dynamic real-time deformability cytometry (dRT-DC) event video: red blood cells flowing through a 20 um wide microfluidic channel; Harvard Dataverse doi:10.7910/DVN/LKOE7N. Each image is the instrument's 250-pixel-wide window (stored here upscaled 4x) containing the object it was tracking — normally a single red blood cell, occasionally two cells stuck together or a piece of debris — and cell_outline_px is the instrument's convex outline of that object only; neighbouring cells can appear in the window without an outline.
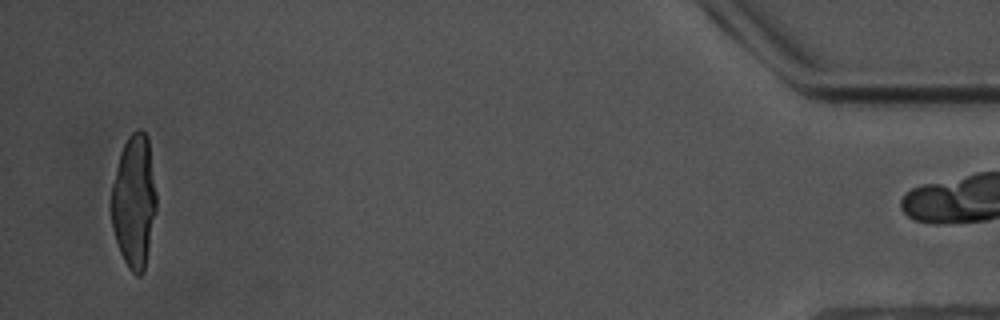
{"species": "common noctule bat (a hibernating species)", "species_latin": "Nyctalus noctula", "temperature_condition": "warm", "stored_images_in_passage": 38, "camera_frame_rate_fps": 3000, "um_per_image_px": 0.085, "animal": {"sex": "male", "body_mass_g": 17.5, "forearm_length_mm": 52.3}, "frame": {"image": 1, "passage_image": 37, "time_ms": 12.0, "image_size_px": [1000, 320], "cell_outline_px": [[156, 212], [144, 272], [140, 276], [136, 276], [128, 268], [120, 252], [112, 228], [112, 184], [120, 152], [128, 136], [132, 132], [140, 128], [148, 136], [156, 192]], "centroid_in_image_um": [11.41, 17.12], "position_along_channel_um": 423.8, "area_um2": 34.97}}